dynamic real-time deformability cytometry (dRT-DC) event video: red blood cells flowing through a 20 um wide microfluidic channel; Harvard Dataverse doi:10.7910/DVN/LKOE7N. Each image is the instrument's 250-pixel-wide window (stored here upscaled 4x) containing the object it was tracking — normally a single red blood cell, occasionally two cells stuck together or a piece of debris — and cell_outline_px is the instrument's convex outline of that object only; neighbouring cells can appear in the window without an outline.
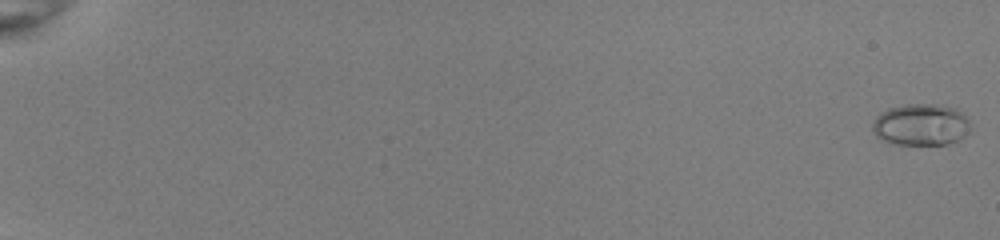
{"species": "common noctule bat (a hibernating species)", "species_latin": "Nyctalus noctula", "temperature_condition": "room temperature", "stored_images_in_passage": 54, "camera_frame_rate_fps": 3000, "um_per_image_px": 0.085, "animal": {"sex": "female", "body_mass_g": 22.0, "forearm_length_mm": 56.7}, "frame": {"image": 1, "passage_image": 1, "time_ms": 0.0, "image_size_px": [1000, 240], "cell_outline_px": [[972, 132], [948, 144], [896, 144], [884, 140], [876, 136], [872, 132], [872, 124], [876, 116], [880, 112], [888, 108], [908, 104], [936, 104], [956, 108], [972, 124]], "centroid_in_image_um": [78.29, 10.59], "position_along_channel_um": 6.7, "area_um2": 23.99}}
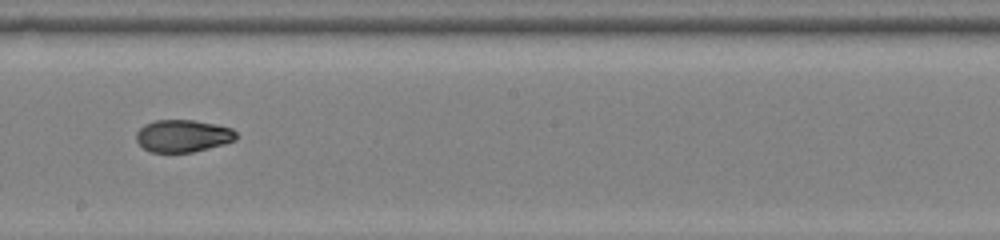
{"frame": {"image": 2, "passage_image": 34, "time_ms": 11.0, "image_size_px": [1000, 240], "cell_outline_px": [[236, 140], [224, 144], [192, 152], [152, 152], [144, 148], [136, 140], [136, 132], [144, 124], [156, 120], [192, 120], [216, 124], [232, 128], [236, 132]], "centroid_in_image_um": [15.55, 11.54], "position_along_channel_um": 232.7, "area_um2": 18.79}}
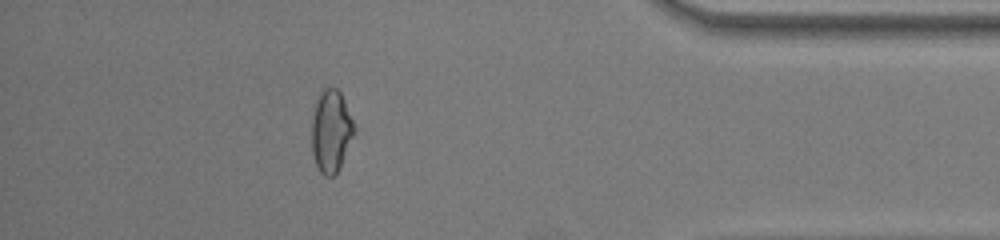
{"frame": {"image": 3, "passage_image": 49, "time_ms": 16.0, "image_size_px": [1000, 240], "cell_outline_px": [[356, 132], [340, 168], [332, 176], [324, 176], [320, 172], [316, 164], [312, 152], [312, 120], [316, 100], [320, 92], [324, 88], [336, 88], [340, 92], [344, 100], [356, 128]], "centroid_in_image_um": [28.15, 11.16], "position_along_channel_um": 407.0, "area_um2": 20.46}, "authors_computed_cell_mechanics": {"area_um2": 19.9699, "velocity_mm_per_s": 4.0319, "shape_relaxation_time_tau1_ms": null, "shape_relaxation_time_tau2_ms": 1.9994, "deformation_change_tau1": null, "deformation_change_tau2": 0.063}}